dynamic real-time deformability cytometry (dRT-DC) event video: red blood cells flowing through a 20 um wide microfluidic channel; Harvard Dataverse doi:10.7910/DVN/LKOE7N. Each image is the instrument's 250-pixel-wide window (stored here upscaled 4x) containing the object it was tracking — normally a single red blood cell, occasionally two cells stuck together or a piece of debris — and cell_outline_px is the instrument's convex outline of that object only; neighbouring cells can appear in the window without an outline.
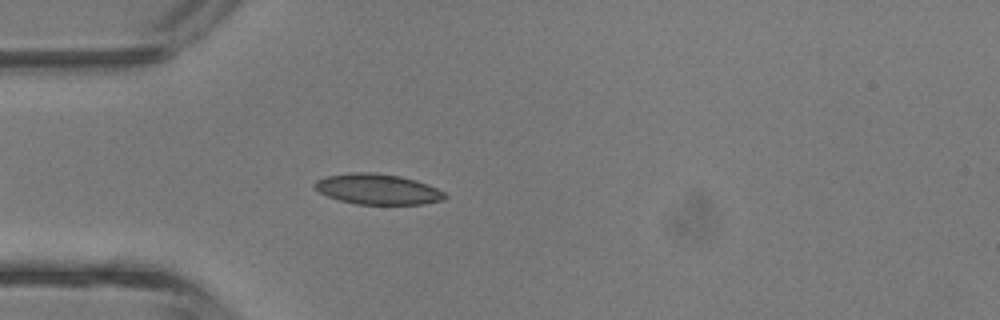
{"species": "common noctule bat (a hibernating species)", "species_latin": "Nyctalus noctula", "temperature_condition": "room temperature", "stored_images_in_passage": 29, "camera_frame_rate_fps": 3000, "um_per_image_px": 0.085, "animal": {"sex": "male", "body_mass_g": 13.3}, "frame": {"image": 1, "passage_image": 2, "time_ms": 0.333, "image_size_px": [1000, 320], "cell_outline_px": [[448, 196], [444, 200], [424, 204], [356, 204], [340, 200], [328, 196], [312, 188], [312, 184], [316, 180], [324, 176], [352, 172], [376, 172], [400, 176], [416, 180], [428, 184], [444, 192]], "centroid_in_image_um": [32.08, 16.07], "position_along_channel_um": 52.9, "area_um2": 23.41}}
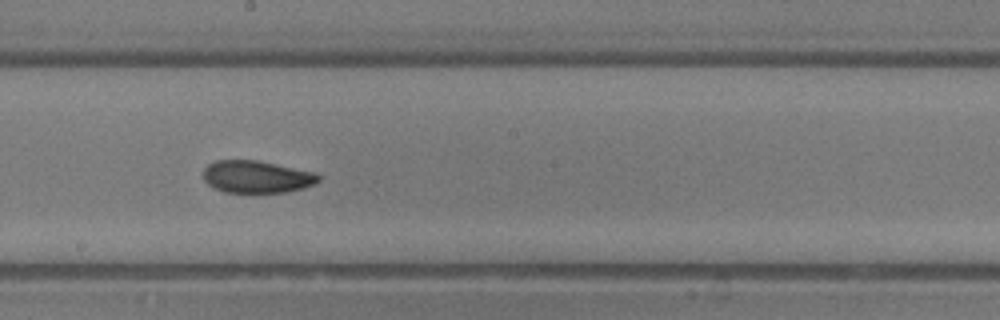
{"frame": {"image": 2, "passage_image": 13, "time_ms": 4.0, "image_size_px": [1000, 320], "cell_outline_px": [[320, 180], [316, 184], [304, 188], [288, 192], [224, 192], [208, 184], [204, 180], [204, 168], [208, 164], [216, 160], [256, 160], [316, 172], [320, 176]], "centroid_in_image_um": [21.85, 15.02], "position_along_channel_um": 226.3, "area_um2": 21.73}}
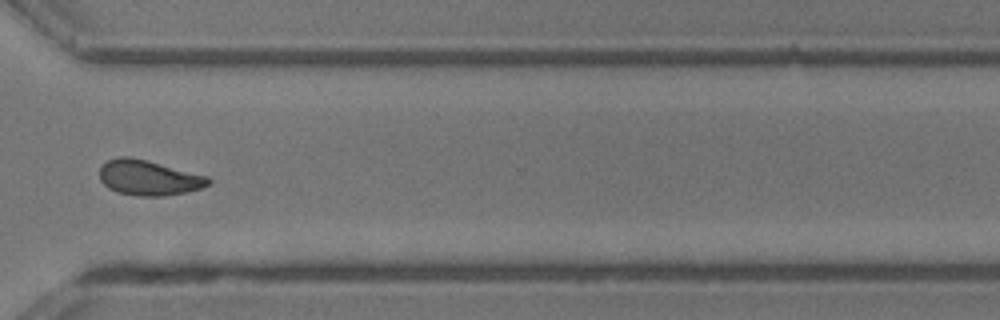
{"frame": {"image": 3, "passage_image": 21, "time_ms": 6.667, "image_size_px": [1000, 320], "cell_outline_px": [[212, 180], [208, 184], [200, 188], [184, 192], [164, 196], [136, 196], [116, 192], [108, 188], [100, 180], [100, 164], [108, 160], [120, 156], [128, 156], [148, 160], [208, 176]], "centroid_in_image_um": [12.6, 15.1], "position_along_channel_um": 358.0, "area_um2": 22.43}, "authors_computed_cell_mechanics": {"area_um2": 21.4438, "velocity_mm_per_s": 4.948, "shape_relaxation_time_tau1_ms": 4.7415, "shape_relaxation_time_tau2_ms": 2.8606, "deformation_change_tau1": 0.1441, "deformation_change_tau2": 0.0773}}